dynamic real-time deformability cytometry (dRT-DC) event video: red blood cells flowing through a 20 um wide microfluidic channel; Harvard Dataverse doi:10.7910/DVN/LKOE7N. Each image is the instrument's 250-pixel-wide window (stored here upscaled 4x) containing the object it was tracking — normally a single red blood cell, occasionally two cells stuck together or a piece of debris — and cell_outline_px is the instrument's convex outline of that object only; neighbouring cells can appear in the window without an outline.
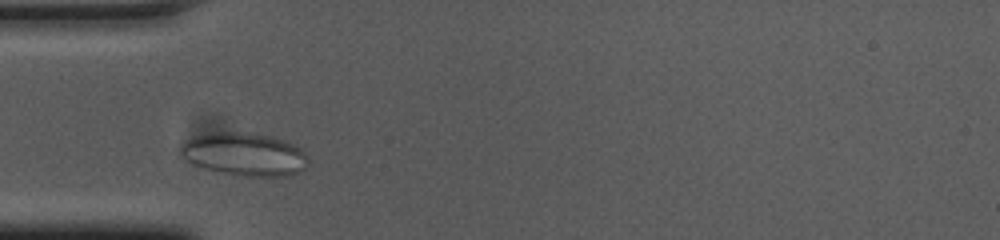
{"species": "common noctule bat (a hibernating species)", "species_latin": "Nyctalus noctula", "temperature_condition": "cold", "stored_images_in_passage": 33, "camera_frame_rate_fps": 3000, "um_per_image_px": 0.085, "animal": {"sex": "female", "body_mass_g": 23.0, "forearm_length_mm": 53.4}, "frame": {"image": 1, "passage_image": 5, "time_ms": 1.333, "image_size_px": [1000, 240], "cell_outline_px": [[308, 160], [304, 168], [300, 172], [288, 176], [232, 176], [212, 172], [188, 160], [176, 148], [184, 140], [196, 136], [216, 132], [252, 132], [272, 136], [296, 144], [304, 152]], "centroid_in_image_um": [20.76, 13.12], "position_along_channel_um": 64.2, "area_um2": 32.54}}
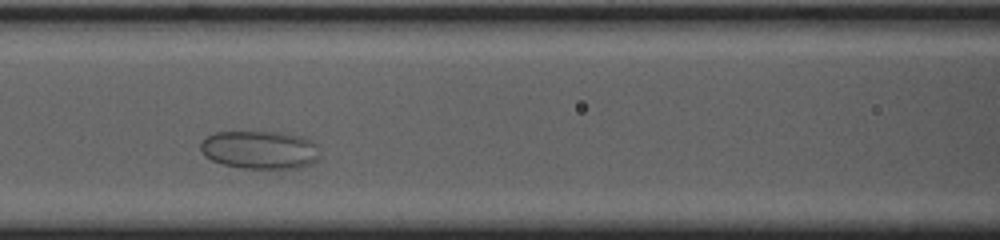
{"frame": {"image": 2, "passage_image": 12, "time_ms": 3.667, "image_size_px": [1000, 240], "cell_outline_px": [[316, 160], [312, 164], [300, 168], [244, 168], [224, 164], [212, 160], [204, 156], [200, 148], [200, 144], [208, 136], [216, 132], [280, 132], [300, 136], [312, 140], [316, 144]], "centroid_in_image_um": [22.07, 12.73], "position_along_channel_um": 144.5, "area_um2": 26.3}}
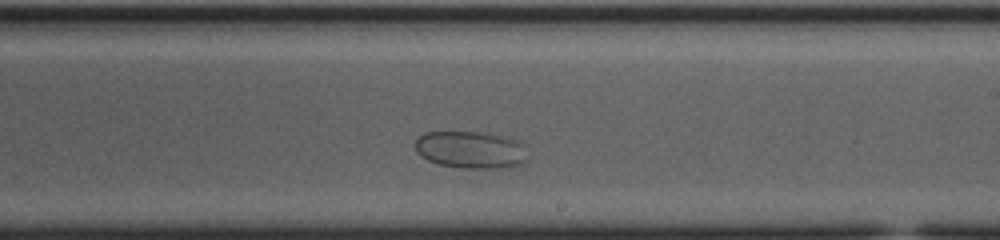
{"frame": {"image": 3, "passage_image": 21, "time_ms": 6.667, "image_size_px": [1000, 240], "cell_outline_px": [[524, 164], [504, 168], [464, 168], [440, 164], [428, 160], [420, 156], [416, 152], [416, 140], [424, 132], [476, 132], [516, 140], [524, 144]], "centroid_in_image_um": [39.97, 12.74], "position_along_channel_um": 249.0, "area_um2": 23.99}}